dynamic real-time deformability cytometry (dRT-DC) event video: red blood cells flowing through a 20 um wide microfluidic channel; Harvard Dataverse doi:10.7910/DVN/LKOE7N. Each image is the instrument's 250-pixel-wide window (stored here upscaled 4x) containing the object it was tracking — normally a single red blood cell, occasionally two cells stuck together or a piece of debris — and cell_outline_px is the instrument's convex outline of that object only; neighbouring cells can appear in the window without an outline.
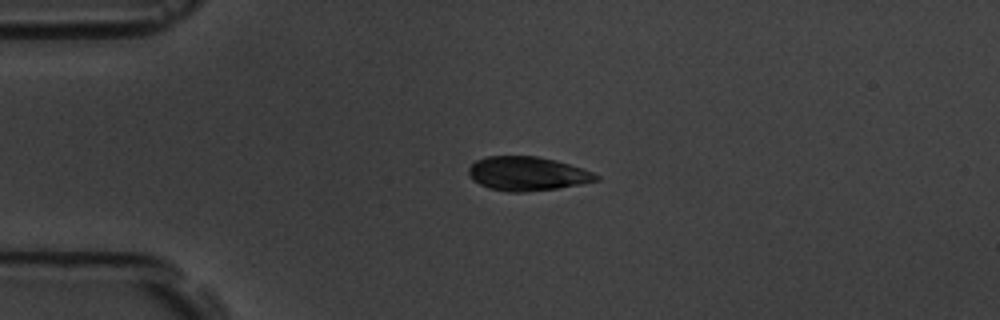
{"species": "common noctule bat (a hibernating species)", "species_latin": "Nyctalus noctula", "temperature_condition": "room temperature", "stored_images_in_passage": 5, "camera_frame_rate_fps": 3000, "um_per_image_px": 0.085, "animal": {"sex": "male", "body_mass_g": 19.5, "forearm_length_mm": 54.6}, "frame": {"image": 1, "passage_image": 3, "time_ms": 2.0, "image_size_px": [1000, 320], "cell_outline_px": [[600, 180], [580, 184], [556, 188], [524, 192], [508, 192], [488, 188], [472, 180], [468, 176], [468, 168], [476, 160], [488, 156], [536, 156], [556, 160], [592, 172], [600, 176]], "centroid_in_image_um": [44.78, 14.76], "position_along_channel_um": 40.2, "area_um2": 25.2}}
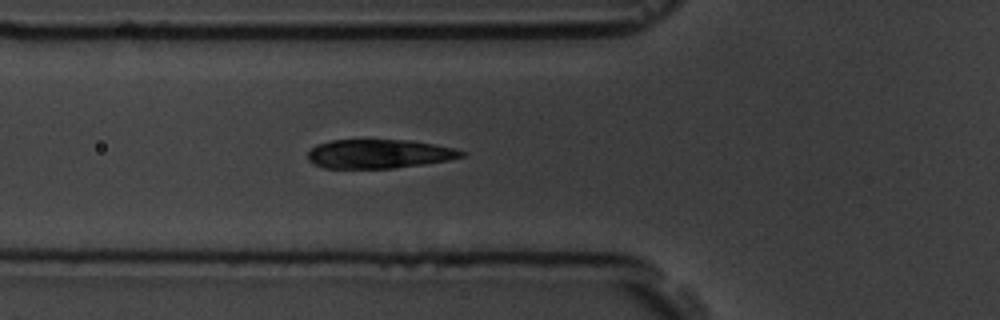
{"frame": {"image": 2, "passage_image": 5, "time_ms": 4.333, "image_size_px": [1000, 320], "cell_outline_px": [[464, 156], [448, 160], [424, 164], [392, 168], [324, 168], [308, 160], [308, 152], [316, 144], [332, 140], [408, 140], [456, 148], [464, 152]], "centroid_in_image_um": [32.21, 13.08], "position_along_channel_um": 93.6, "area_um2": 25.78}}